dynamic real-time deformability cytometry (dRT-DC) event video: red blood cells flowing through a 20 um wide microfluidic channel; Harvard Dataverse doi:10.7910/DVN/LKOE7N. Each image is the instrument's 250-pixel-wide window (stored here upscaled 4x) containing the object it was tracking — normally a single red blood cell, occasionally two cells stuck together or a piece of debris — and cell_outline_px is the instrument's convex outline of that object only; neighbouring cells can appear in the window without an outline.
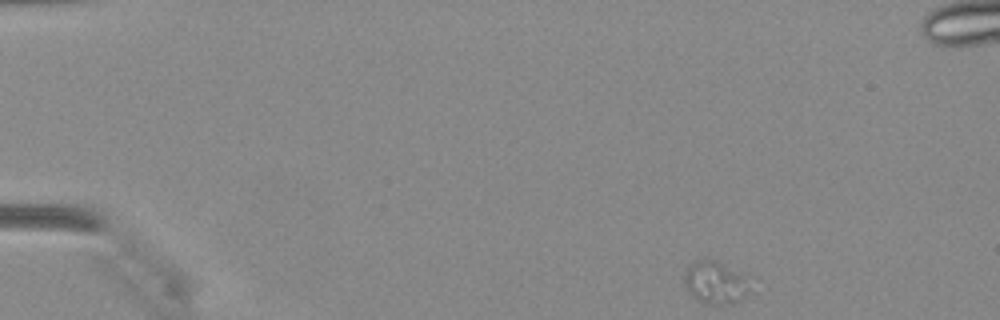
{"species": "Egyptian fruit bat (a non-hibernating species)", "species_latin": "Rousettus aegyptiacus", "temperature_condition": "warm", "stored_images_in_passage": 41, "camera_frame_rate_fps": 3000, "um_per_image_px": 0.085, "animal": {"sex": "female"}, "frame": {"image": 1, "passage_image": 1, "time_ms": 0.0, "image_size_px": [1000, 320], "cell_outline_px": [[748, 292], [740, 300], [724, 304], [704, 304], [696, 300], [692, 296], [684, 284], [684, 276], [688, 268], [696, 260], [704, 256], [724, 264], [744, 276], [748, 280]], "centroid_in_image_um": [60.75, 24.01], "position_along_channel_um": 24.2, "area_um2": 16.13}}
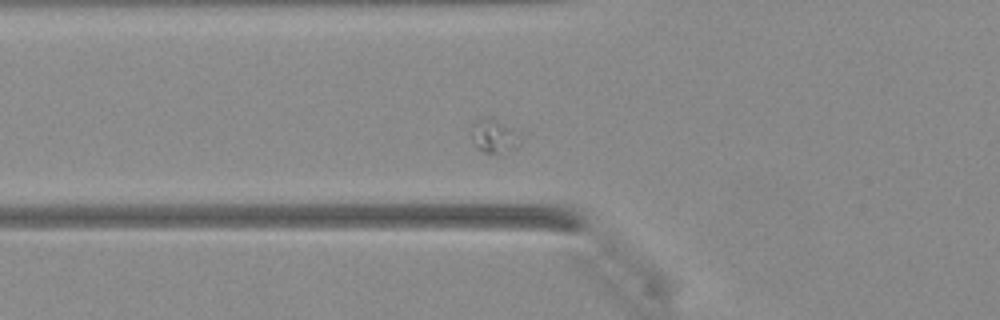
{"frame": {"image": 2, "passage_image": 12, "time_ms": 3.667, "image_size_px": [1000, 320], "cell_outline_px": [[528, 132], [520, 144], [516, 148], [500, 156], [484, 152], [472, 140], [468, 132], [472, 124], [480, 116], [484, 116], [496, 120]], "centroid_in_image_um": [42.12, 11.56], "position_along_channel_um": 83.7, "area_um2": 10.81}}